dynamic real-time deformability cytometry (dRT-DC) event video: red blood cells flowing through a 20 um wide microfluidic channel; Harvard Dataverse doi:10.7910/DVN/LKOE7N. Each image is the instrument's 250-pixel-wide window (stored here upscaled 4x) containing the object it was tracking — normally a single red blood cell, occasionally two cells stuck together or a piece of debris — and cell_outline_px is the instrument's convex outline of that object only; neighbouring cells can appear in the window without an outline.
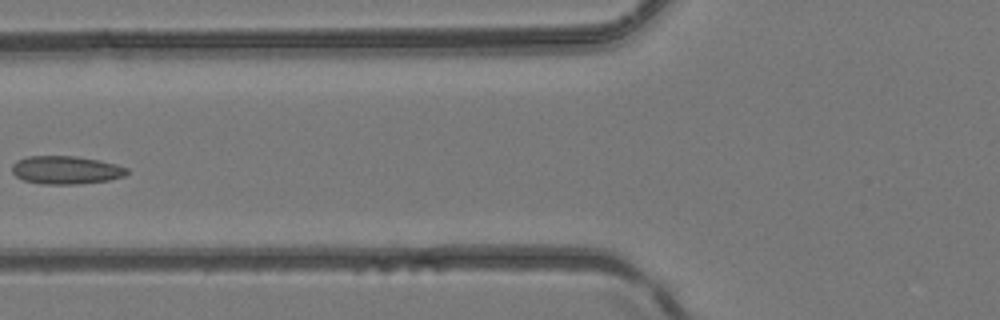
{"species": "common noctule bat (a hibernating species)", "species_latin": "Nyctalus noctula", "temperature_condition": "room temperature", "stored_images_in_passage": 6, "camera_frame_rate_fps": 3000, "um_per_image_px": 0.085, "animal": {"sex": "female", "body_mass_g": 24.6, "forearm_length_mm": 56.2}, "frame": {"image": 1, "passage_image": 6, "time_ms": 1.667, "image_size_px": [1000, 320], "cell_outline_px": [[128, 172], [124, 176], [108, 180], [76, 184], [44, 184], [24, 180], [16, 176], [12, 172], [12, 164], [28, 156], [76, 156], [100, 160], [116, 164], [128, 168]], "centroid_in_image_um": [5.62, 14.45], "position_along_channel_um": 120.2, "area_um2": 18.73}}